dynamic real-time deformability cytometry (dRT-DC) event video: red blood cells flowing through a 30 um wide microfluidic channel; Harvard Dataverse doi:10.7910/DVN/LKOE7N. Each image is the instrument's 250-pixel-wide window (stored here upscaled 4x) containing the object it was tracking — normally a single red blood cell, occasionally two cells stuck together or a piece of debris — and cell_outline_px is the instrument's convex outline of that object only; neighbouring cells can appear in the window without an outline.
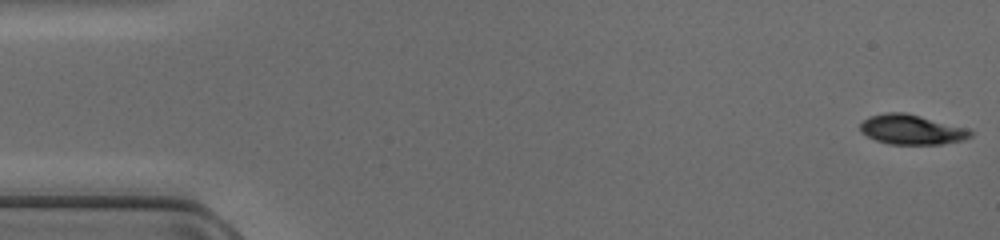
{"species": "common noctule bat (a hibernating species)", "species_latin": "Nyctalus noctula", "temperature_condition": "cold", "stored_images_in_passage": 48, "camera_frame_rate_fps": 3000, "um_per_image_px": 0.085, "animal": {"sex": "female", "body_mass_g": 17.0, "forearm_length_mm": 48.0}, "frame": {"image": 1, "passage_image": 1, "time_ms": 0.0, "image_size_px": [1000, 240], "cell_outline_px": [[972, 136], [964, 140], [940, 144], [888, 144], [876, 140], [860, 132], [860, 124], [868, 116], [884, 112], [904, 112], [968, 128], [972, 132]], "centroid_in_image_um": [77.47, 11.01], "position_along_channel_um": 7.5, "area_um2": 19.19}}
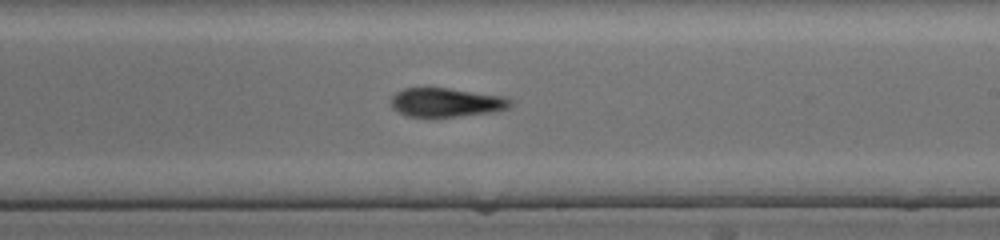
{"frame": {"image": 2, "passage_image": 28, "time_ms": 9.0, "image_size_px": [1000, 240], "cell_outline_px": [[512, 104], [508, 108], [492, 112], [456, 116], [408, 116], [392, 108], [392, 96], [396, 92], [404, 88], [448, 88], [504, 96], [512, 100]], "centroid_in_image_um": [37.95, 8.69], "position_along_channel_um": 251.1, "area_um2": 19.83}}
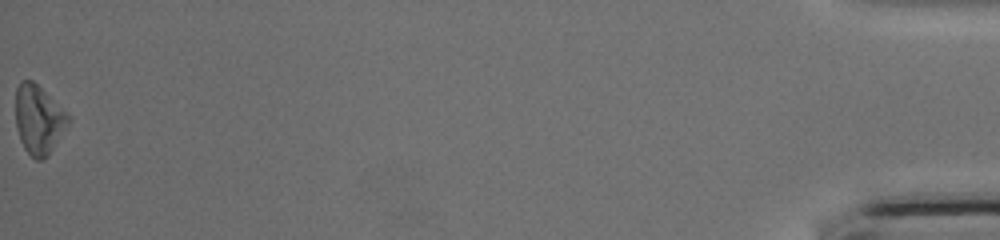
{"frame": {"image": 3, "passage_image": 48, "time_ms": 15.667, "image_size_px": [1000, 240], "cell_outline_px": [[72, 120], [48, 156], [40, 160], [36, 160], [24, 148], [20, 140], [16, 124], [16, 88], [20, 80], [32, 80]], "centroid_in_image_um": [3.27, 10.19], "position_along_channel_um": 431.9, "area_um2": 20.75}}